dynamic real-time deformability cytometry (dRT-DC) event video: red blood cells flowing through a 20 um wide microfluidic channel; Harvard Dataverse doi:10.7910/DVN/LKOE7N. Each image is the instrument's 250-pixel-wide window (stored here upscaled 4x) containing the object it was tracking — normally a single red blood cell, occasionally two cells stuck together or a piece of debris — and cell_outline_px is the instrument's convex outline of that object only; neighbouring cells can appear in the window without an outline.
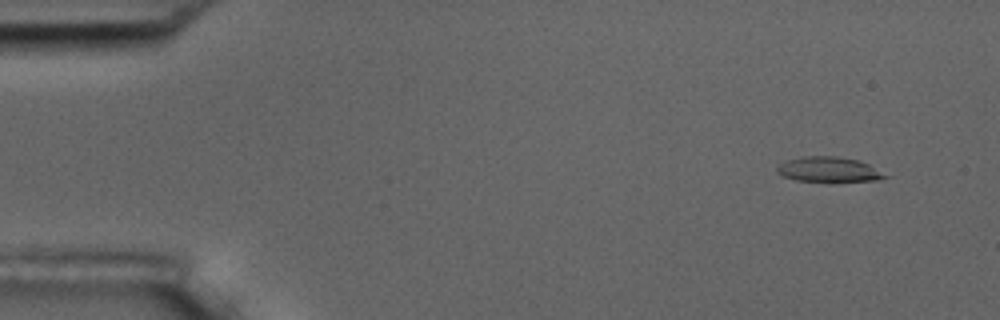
{"species": "common noctule bat (a hibernating species)", "species_latin": "Nyctalus noctula", "temperature_condition": "room temperature", "stored_images_in_passage": 6, "camera_frame_rate_fps": 3000, "um_per_image_px": 0.085, "animal": {"sex": "male", "body_mass_g": 17.5, "forearm_length_mm": 52.3}, "frame": {"image": 1, "passage_image": 2, "time_ms": 0.333, "image_size_px": [1000, 320], "cell_outline_px": [[892, 176], [880, 180], [796, 180], [784, 176], [776, 172], [776, 168], [780, 164], [788, 160], [800, 156], [836, 156], [856, 160], [868, 164]], "centroid_in_image_um": [70.47, 14.38], "position_along_channel_um": 14.5, "area_um2": 15.37}}
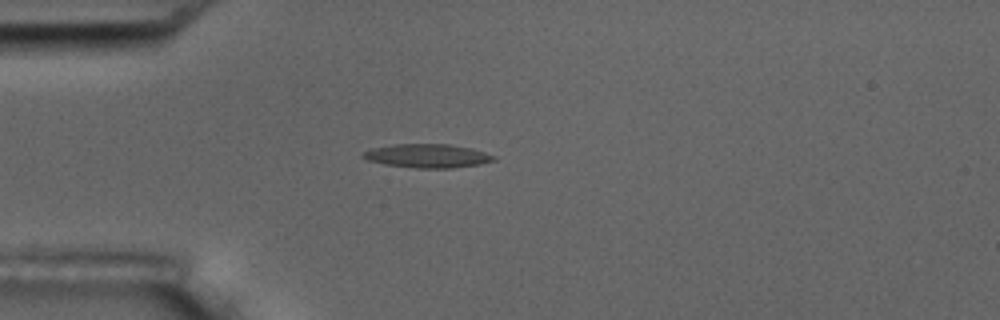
{"frame": {"image": 2, "passage_image": 5, "time_ms": 1.333, "image_size_px": [1000, 320], "cell_outline_px": [[496, 160], [480, 164], [452, 168], [416, 168], [384, 164], [368, 160], [360, 156], [364, 152], [372, 148], [396, 144], [448, 144], [472, 148], [496, 156]], "centroid_in_image_um": [36.35, 13.25], "position_along_channel_um": 48.7, "area_um2": 18.03}}